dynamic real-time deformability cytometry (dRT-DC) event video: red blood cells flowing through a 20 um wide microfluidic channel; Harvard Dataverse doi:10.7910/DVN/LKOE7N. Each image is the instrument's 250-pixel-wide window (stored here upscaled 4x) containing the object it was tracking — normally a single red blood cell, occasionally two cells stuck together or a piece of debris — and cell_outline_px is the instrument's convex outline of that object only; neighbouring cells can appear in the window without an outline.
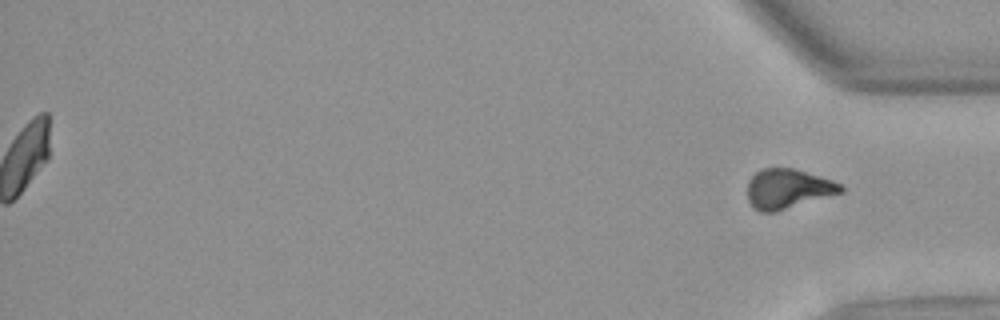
{"species": "Egyptian fruit bat (a non-hibernating species)", "species_latin": "Rousettus aegyptiacus", "temperature_condition": "warm", "stored_images_in_passage": 39, "segment_of_instrument_passage": [2, 2], "camera_frame_rate_fps": 3000, "um_per_image_px": 0.085, "animal": {"sex": "female"}, "frame": {"image": 1, "passage_image": 39, "time_ms": 12.667, "image_size_px": [1000, 320], "cell_outline_px": [[844, 192], [776, 212], [760, 212], [752, 208], [748, 200], [748, 180], [760, 168], [792, 168], [832, 180], [840, 184], [844, 188]], "centroid_in_image_um": [66.95, 16.06], "position_along_channel_um": 368.3, "area_um2": 21.68}}